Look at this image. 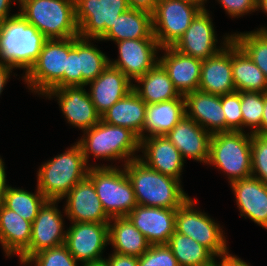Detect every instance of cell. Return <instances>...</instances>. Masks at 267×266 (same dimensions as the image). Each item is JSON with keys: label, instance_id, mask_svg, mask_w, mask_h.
Here are the masks:
<instances>
[{"label": "cell", "instance_id": "6da1fadb", "mask_svg": "<svg viewBox=\"0 0 267 266\" xmlns=\"http://www.w3.org/2000/svg\"><path fill=\"white\" fill-rule=\"evenodd\" d=\"M123 166L132 183L137 205L177 209L190 198L182 190L181 180L155 171L139 158Z\"/></svg>", "mask_w": 267, "mask_h": 266}, {"label": "cell", "instance_id": "7a4b0ae2", "mask_svg": "<svg viewBox=\"0 0 267 266\" xmlns=\"http://www.w3.org/2000/svg\"><path fill=\"white\" fill-rule=\"evenodd\" d=\"M47 38L20 13L0 22V63L25 69L34 65Z\"/></svg>", "mask_w": 267, "mask_h": 266}, {"label": "cell", "instance_id": "3957f363", "mask_svg": "<svg viewBox=\"0 0 267 266\" xmlns=\"http://www.w3.org/2000/svg\"><path fill=\"white\" fill-rule=\"evenodd\" d=\"M78 143L45 162L37 173V188L47 200L60 201L88 176L89 166Z\"/></svg>", "mask_w": 267, "mask_h": 266}, {"label": "cell", "instance_id": "277c9868", "mask_svg": "<svg viewBox=\"0 0 267 266\" xmlns=\"http://www.w3.org/2000/svg\"><path fill=\"white\" fill-rule=\"evenodd\" d=\"M19 13L47 39L79 36L75 0H18Z\"/></svg>", "mask_w": 267, "mask_h": 266}, {"label": "cell", "instance_id": "5b68a950", "mask_svg": "<svg viewBox=\"0 0 267 266\" xmlns=\"http://www.w3.org/2000/svg\"><path fill=\"white\" fill-rule=\"evenodd\" d=\"M83 135L85 136L77 143L87 164L90 154L97 159H123L124 164L139 158V155L136 156L134 153L140 150L141 139L129 128L113 126L100 120L84 131Z\"/></svg>", "mask_w": 267, "mask_h": 266}, {"label": "cell", "instance_id": "8992f818", "mask_svg": "<svg viewBox=\"0 0 267 266\" xmlns=\"http://www.w3.org/2000/svg\"><path fill=\"white\" fill-rule=\"evenodd\" d=\"M251 141L252 134L243 131L212 134L207 164H212L226 173L229 183L251 177Z\"/></svg>", "mask_w": 267, "mask_h": 266}, {"label": "cell", "instance_id": "52a82bcc", "mask_svg": "<svg viewBox=\"0 0 267 266\" xmlns=\"http://www.w3.org/2000/svg\"><path fill=\"white\" fill-rule=\"evenodd\" d=\"M95 187L106 214L110 217H126L137 206L132 183L125 169L92 165L88 176Z\"/></svg>", "mask_w": 267, "mask_h": 266}, {"label": "cell", "instance_id": "ba28073f", "mask_svg": "<svg viewBox=\"0 0 267 266\" xmlns=\"http://www.w3.org/2000/svg\"><path fill=\"white\" fill-rule=\"evenodd\" d=\"M72 48L73 37L45 41L38 59L23 77L32 92L44 96L48 90L63 87L68 52Z\"/></svg>", "mask_w": 267, "mask_h": 266}, {"label": "cell", "instance_id": "9c48e42d", "mask_svg": "<svg viewBox=\"0 0 267 266\" xmlns=\"http://www.w3.org/2000/svg\"><path fill=\"white\" fill-rule=\"evenodd\" d=\"M195 201L189 198L176 209L175 231L191 237L208 248L216 257H221L228 253L226 237L218 223L204 212L194 209Z\"/></svg>", "mask_w": 267, "mask_h": 266}, {"label": "cell", "instance_id": "30bf717a", "mask_svg": "<svg viewBox=\"0 0 267 266\" xmlns=\"http://www.w3.org/2000/svg\"><path fill=\"white\" fill-rule=\"evenodd\" d=\"M202 9L181 0H157L152 13L153 34L159 46H173Z\"/></svg>", "mask_w": 267, "mask_h": 266}, {"label": "cell", "instance_id": "8fae6325", "mask_svg": "<svg viewBox=\"0 0 267 266\" xmlns=\"http://www.w3.org/2000/svg\"><path fill=\"white\" fill-rule=\"evenodd\" d=\"M127 9V0H75L79 37L99 40Z\"/></svg>", "mask_w": 267, "mask_h": 266}, {"label": "cell", "instance_id": "7c38bea8", "mask_svg": "<svg viewBox=\"0 0 267 266\" xmlns=\"http://www.w3.org/2000/svg\"><path fill=\"white\" fill-rule=\"evenodd\" d=\"M65 246L82 265L104 261L103 249L109 244L108 223L75 222L67 229Z\"/></svg>", "mask_w": 267, "mask_h": 266}, {"label": "cell", "instance_id": "4fadbf2b", "mask_svg": "<svg viewBox=\"0 0 267 266\" xmlns=\"http://www.w3.org/2000/svg\"><path fill=\"white\" fill-rule=\"evenodd\" d=\"M57 202L48 200L39 210L32 223L29 247L19 256L20 259L26 261L40 251L65 243L66 231H63V216L55 205Z\"/></svg>", "mask_w": 267, "mask_h": 266}, {"label": "cell", "instance_id": "5bb4252c", "mask_svg": "<svg viewBox=\"0 0 267 266\" xmlns=\"http://www.w3.org/2000/svg\"><path fill=\"white\" fill-rule=\"evenodd\" d=\"M116 43L119 58L109 60V65L121 70L131 81L143 76L159 62L156 53L161 47L156 38L127 39Z\"/></svg>", "mask_w": 267, "mask_h": 266}, {"label": "cell", "instance_id": "9a60e30c", "mask_svg": "<svg viewBox=\"0 0 267 266\" xmlns=\"http://www.w3.org/2000/svg\"><path fill=\"white\" fill-rule=\"evenodd\" d=\"M44 95L50 99L52 96L57 97L61 111L68 123L83 131L90 129L101 120V116L96 111L84 86L53 88Z\"/></svg>", "mask_w": 267, "mask_h": 266}, {"label": "cell", "instance_id": "2e32d148", "mask_svg": "<svg viewBox=\"0 0 267 266\" xmlns=\"http://www.w3.org/2000/svg\"><path fill=\"white\" fill-rule=\"evenodd\" d=\"M223 48L202 61L200 91L222 96L236 91L232 77V35H226Z\"/></svg>", "mask_w": 267, "mask_h": 266}, {"label": "cell", "instance_id": "e0dca14e", "mask_svg": "<svg viewBox=\"0 0 267 266\" xmlns=\"http://www.w3.org/2000/svg\"><path fill=\"white\" fill-rule=\"evenodd\" d=\"M211 19L206 9L201 10L172 47L202 61L217 54L223 46L216 48L218 40Z\"/></svg>", "mask_w": 267, "mask_h": 266}, {"label": "cell", "instance_id": "ac0fdd59", "mask_svg": "<svg viewBox=\"0 0 267 266\" xmlns=\"http://www.w3.org/2000/svg\"><path fill=\"white\" fill-rule=\"evenodd\" d=\"M176 209L137 205L126 216L151 245L167 244L175 232Z\"/></svg>", "mask_w": 267, "mask_h": 266}, {"label": "cell", "instance_id": "d6986e66", "mask_svg": "<svg viewBox=\"0 0 267 266\" xmlns=\"http://www.w3.org/2000/svg\"><path fill=\"white\" fill-rule=\"evenodd\" d=\"M66 197L64 213L72 223L110 222L111 218L106 214L93 182L88 177L78 182L64 198Z\"/></svg>", "mask_w": 267, "mask_h": 266}, {"label": "cell", "instance_id": "ffe728a7", "mask_svg": "<svg viewBox=\"0 0 267 266\" xmlns=\"http://www.w3.org/2000/svg\"><path fill=\"white\" fill-rule=\"evenodd\" d=\"M165 53L159 63L167 71L175 89L180 95L199 89L202 60L180 53L172 46L162 47Z\"/></svg>", "mask_w": 267, "mask_h": 266}, {"label": "cell", "instance_id": "44dd1931", "mask_svg": "<svg viewBox=\"0 0 267 266\" xmlns=\"http://www.w3.org/2000/svg\"><path fill=\"white\" fill-rule=\"evenodd\" d=\"M140 149L144 157L139 159L161 174L180 180L184 161L180 151L164 135L141 139Z\"/></svg>", "mask_w": 267, "mask_h": 266}, {"label": "cell", "instance_id": "7402d4cb", "mask_svg": "<svg viewBox=\"0 0 267 266\" xmlns=\"http://www.w3.org/2000/svg\"><path fill=\"white\" fill-rule=\"evenodd\" d=\"M184 159L191 158L207 164L211 134L187 115L165 135Z\"/></svg>", "mask_w": 267, "mask_h": 266}, {"label": "cell", "instance_id": "603a6c76", "mask_svg": "<svg viewBox=\"0 0 267 266\" xmlns=\"http://www.w3.org/2000/svg\"><path fill=\"white\" fill-rule=\"evenodd\" d=\"M240 216L267 229V185L253 176L230 183ZM246 216V217H245Z\"/></svg>", "mask_w": 267, "mask_h": 266}, {"label": "cell", "instance_id": "cb8c5ba5", "mask_svg": "<svg viewBox=\"0 0 267 266\" xmlns=\"http://www.w3.org/2000/svg\"><path fill=\"white\" fill-rule=\"evenodd\" d=\"M88 84L91 101L100 116L133 90L131 80L121 70L111 65Z\"/></svg>", "mask_w": 267, "mask_h": 266}, {"label": "cell", "instance_id": "d4e9b609", "mask_svg": "<svg viewBox=\"0 0 267 266\" xmlns=\"http://www.w3.org/2000/svg\"><path fill=\"white\" fill-rule=\"evenodd\" d=\"M184 98L185 111L189 118L211 135L226 132V117L221 105V96L196 90L187 93Z\"/></svg>", "mask_w": 267, "mask_h": 266}, {"label": "cell", "instance_id": "484cf974", "mask_svg": "<svg viewBox=\"0 0 267 266\" xmlns=\"http://www.w3.org/2000/svg\"><path fill=\"white\" fill-rule=\"evenodd\" d=\"M31 232L32 223L0 201V243L6 256H20L29 247Z\"/></svg>", "mask_w": 267, "mask_h": 266}, {"label": "cell", "instance_id": "4316f807", "mask_svg": "<svg viewBox=\"0 0 267 266\" xmlns=\"http://www.w3.org/2000/svg\"><path fill=\"white\" fill-rule=\"evenodd\" d=\"M147 104L132 90L112 105L101 120L113 126L126 127L142 139Z\"/></svg>", "mask_w": 267, "mask_h": 266}, {"label": "cell", "instance_id": "83f0119b", "mask_svg": "<svg viewBox=\"0 0 267 266\" xmlns=\"http://www.w3.org/2000/svg\"><path fill=\"white\" fill-rule=\"evenodd\" d=\"M185 98L147 104L142 138L154 135H166L186 115ZM149 134V136L144 133Z\"/></svg>", "mask_w": 267, "mask_h": 266}, {"label": "cell", "instance_id": "f1b7e54d", "mask_svg": "<svg viewBox=\"0 0 267 266\" xmlns=\"http://www.w3.org/2000/svg\"><path fill=\"white\" fill-rule=\"evenodd\" d=\"M155 38L152 14L129 8L122 12L112 27L99 40L119 42L127 39Z\"/></svg>", "mask_w": 267, "mask_h": 266}, {"label": "cell", "instance_id": "f546056e", "mask_svg": "<svg viewBox=\"0 0 267 266\" xmlns=\"http://www.w3.org/2000/svg\"><path fill=\"white\" fill-rule=\"evenodd\" d=\"M108 241L113 246L114 253L135 257L143 255L151 246L142 232L127 217H113L110 219L108 223Z\"/></svg>", "mask_w": 267, "mask_h": 266}, {"label": "cell", "instance_id": "4dcf8cb0", "mask_svg": "<svg viewBox=\"0 0 267 266\" xmlns=\"http://www.w3.org/2000/svg\"><path fill=\"white\" fill-rule=\"evenodd\" d=\"M232 77L236 91L267 92V79L264 73L233 39Z\"/></svg>", "mask_w": 267, "mask_h": 266}, {"label": "cell", "instance_id": "1f68e13d", "mask_svg": "<svg viewBox=\"0 0 267 266\" xmlns=\"http://www.w3.org/2000/svg\"><path fill=\"white\" fill-rule=\"evenodd\" d=\"M135 82L141 87L133 84V90L146 104L173 100L180 96L167 71L159 62L143 76L138 77Z\"/></svg>", "mask_w": 267, "mask_h": 266}, {"label": "cell", "instance_id": "d6a6232c", "mask_svg": "<svg viewBox=\"0 0 267 266\" xmlns=\"http://www.w3.org/2000/svg\"><path fill=\"white\" fill-rule=\"evenodd\" d=\"M167 246L180 266H208L215 261V255L208 248L176 231Z\"/></svg>", "mask_w": 267, "mask_h": 266}, {"label": "cell", "instance_id": "836d02e7", "mask_svg": "<svg viewBox=\"0 0 267 266\" xmlns=\"http://www.w3.org/2000/svg\"><path fill=\"white\" fill-rule=\"evenodd\" d=\"M0 201L8 209L13 210L25 220L33 223L39 210L48 200L38 188L37 192L33 194L27 190L9 186Z\"/></svg>", "mask_w": 267, "mask_h": 266}, {"label": "cell", "instance_id": "e575fe53", "mask_svg": "<svg viewBox=\"0 0 267 266\" xmlns=\"http://www.w3.org/2000/svg\"><path fill=\"white\" fill-rule=\"evenodd\" d=\"M91 39L78 36V55L82 73V86L96 79L109 65V58L90 43Z\"/></svg>", "mask_w": 267, "mask_h": 266}, {"label": "cell", "instance_id": "d590c367", "mask_svg": "<svg viewBox=\"0 0 267 266\" xmlns=\"http://www.w3.org/2000/svg\"><path fill=\"white\" fill-rule=\"evenodd\" d=\"M231 35L267 79V31L257 30Z\"/></svg>", "mask_w": 267, "mask_h": 266}, {"label": "cell", "instance_id": "8d00e7d4", "mask_svg": "<svg viewBox=\"0 0 267 266\" xmlns=\"http://www.w3.org/2000/svg\"><path fill=\"white\" fill-rule=\"evenodd\" d=\"M264 108V93L241 92L242 127H251V134L261 135V120Z\"/></svg>", "mask_w": 267, "mask_h": 266}, {"label": "cell", "instance_id": "74e56055", "mask_svg": "<svg viewBox=\"0 0 267 266\" xmlns=\"http://www.w3.org/2000/svg\"><path fill=\"white\" fill-rule=\"evenodd\" d=\"M35 266H78L77 260L68 251L65 244L46 249L30 256L26 260Z\"/></svg>", "mask_w": 267, "mask_h": 266}, {"label": "cell", "instance_id": "f35d334b", "mask_svg": "<svg viewBox=\"0 0 267 266\" xmlns=\"http://www.w3.org/2000/svg\"><path fill=\"white\" fill-rule=\"evenodd\" d=\"M252 176L267 185V135L252 134Z\"/></svg>", "mask_w": 267, "mask_h": 266}, {"label": "cell", "instance_id": "ab89813d", "mask_svg": "<svg viewBox=\"0 0 267 266\" xmlns=\"http://www.w3.org/2000/svg\"><path fill=\"white\" fill-rule=\"evenodd\" d=\"M221 105L226 117V132L244 131L242 128L241 92L234 91L222 95Z\"/></svg>", "mask_w": 267, "mask_h": 266}, {"label": "cell", "instance_id": "60d3db41", "mask_svg": "<svg viewBox=\"0 0 267 266\" xmlns=\"http://www.w3.org/2000/svg\"><path fill=\"white\" fill-rule=\"evenodd\" d=\"M138 266H180L167 244L151 245L138 257Z\"/></svg>", "mask_w": 267, "mask_h": 266}, {"label": "cell", "instance_id": "b9f144b4", "mask_svg": "<svg viewBox=\"0 0 267 266\" xmlns=\"http://www.w3.org/2000/svg\"><path fill=\"white\" fill-rule=\"evenodd\" d=\"M64 86H82V73L78 55V37H73V48L68 52L66 69L63 75Z\"/></svg>", "mask_w": 267, "mask_h": 266}, {"label": "cell", "instance_id": "7bdbcfd3", "mask_svg": "<svg viewBox=\"0 0 267 266\" xmlns=\"http://www.w3.org/2000/svg\"><path fill=\"white\" fill-rule=\"evenodd\" d=\"M231 17L242 16L257 10V0H218Z\"/></svg>", "mask_w": 267, "mask_h": 266}, {"label": "cell", "instance_id": "ee69618b", "mask_svg": "<svg viewBox=\"0 0 267 266\" xmlns=\"http://www.w3.org/2000/svg\"><path fill=\"white\" fill-rule=\"evenodd\" d=\"M107 266H138V257L114 253L108 259L104 258Z\"/></svg>", "mask_w": 267, "mask_h": 266}, {"label": "cell", "instance_id": "f6af8a7d", "mask_svg": "<svg viewBox=\"0 0 267 266\" xmlns=\"http://www.w3.org/2000/svg\"><path fill=\"white\" fill-rule=\"evenodd\" d=\"M129 8L139 9L153 13L156 7L157 0H127Z\"/></svg>", "mask_w": 267, "mask_h": 266}, {"label": "cell", "instance_id": "bcb514c9", "mask_svg": "<svg viewBox=\"0 0 267 266\" xmlns=\"http://www.w3.org/2000/svg\"><path fill=\"white\" fill-rule=\"evenodd\" d=\"M220 258L221 262L219 263L221 264V266H250L249 264L241 260V258H238L236 255H231L229 252L222 255Z\"/></svg>", "mask_w": 267, "mask_h": 266}, {"label": "cell", "instance_id": "7dc6e473", "mask_svg": "<svg viewBox=\"0 0 267 266\" xmlns=\"http://www.w3.org/2000/svg\"><path fill=\"white\" fill-rule=\"evenodd\" d=\"M12 69L13 67L0 63V94L4 89V86L7 84Z\"/></svg>", "mask_w": 267, "mask_h": 266}, {"label": "cell", "instance_id": "c3c4849f", "mask_svg": "<svg viewBox=\"0 0 267 266\" xmlns=\"http://www.w3.org/2000/svg\"><path fill=\"white\" fill-rule=\"evenodd\" d=\"M9 185L6 184V172L5 165L0 157V200L3 197L4 192L8 189Z\"/></svg>", "mask_w": 267, "mask_h": 266}, {"label": "cell", "instance_id": "681fc988", "mask_svg": "<svg viewBox=\"0 0 267 266\" xmlns=\"http://www.w3.org/2000/svg\"><path fill=\"white\" fill-rule=\"evenodd\" d=\"M12 0H0V22L4 21L7 18H10L14 15L9 16V9H10V5ZM18 1V0H13Z\"/></svg>", "mask_w": 267, "mask_h": 266}, {"label": "cell", "instance_id": "f907efd6", "mask_svg": "<svg viewBox=\"0 0 267 266\" xmlns=\"http://www.w3.org/2000/svg\"><path fill=\"white\" fill-rule=\"evenodd\" d=\"M261 135H267V92L264 93V108L261 120Z\"/></svg>", "mask_w": 267, "mask_h": 266}, {"label": "cell", "instance_id": "816d5d0a", "mask_svg": "<svg viewBox=\"0 0 267 266\" xmlns=\"http://www.w3.org/2000/svg\"><path fill=\"white\" fill-rule=\"evenodd\" d=\"M181 1L191 3L195 6L200 7L202 10H205L204 2H206L207 0H181Z\"/></svg>", "mask_w": 267, "mask_h": 266}, {"label": "cell", "instance_id": "f5cc1de1", "mask_svg": "<svg viewBox=\"0 0 267 266\" xmlns=\"http://www.w3.org/2000/svg\"><path fill=\"white\" fill-rule=\"evenodd\" d=\"M263 10V12L267 13V0H257V10Z\"/></svg>", "mask_w": 267, "mask_h": 266}, {"label": "cell", "instance_id": "db71d44e", "mask_svg": "<svg viewBox=\"0 0 267 266\" xmlns=\"http://www.w3.org/2000/svg\"><path fill=\"white\" fill-rule=\"evenodd\" d=\"M82 266H107V264L105 261H102V262L86 264V265H82Z\"/></svg>", "mask_w": 267, "mask_h": 266}, {"label": "cell", "instance_id": "11a10c76", "mask_svg": "<svg viewBox=\"0 0 267 266\" xmlns=\"http://www.w3.org/2000/svg\"><path fill=\"white\" fill-rule=\"evenodd\" d=\"M208 266H221V264L218 263L217 261H214L212 264H210Z\"/></svg>", "mask_w": 267, "mask_h": 266}, {"label": "cell", "instance_id": "9f6ffc18", "mask_svg": "<svg viewBox=\"0 0 267 266\" xmlns=\"http://www.w3.org/2000/svg\"><path fill=\"white\" fill-rule=\"evenodd\" d=\"M20 264H23V265H25V266L28 265L27 262H26L25 260H22V259H20Z\"/></svg>", "mask_w": 267, "mask_h": 266}, {"label": "cell", "instance_id": "6f0895ef", "mask_svg": "<svg viewBox=\"0 0 267 266\" xmlns=\"http://www.w3.org/2000/svg\"><path fill=\"white\" fill-rule=\"evenodd\" d=\"M258 30H259V31H267V28H265V27L262 28V27H261V28H259Z\"/></svg>", "mask_w": 267, "mask_h": 266}]
</instances>
